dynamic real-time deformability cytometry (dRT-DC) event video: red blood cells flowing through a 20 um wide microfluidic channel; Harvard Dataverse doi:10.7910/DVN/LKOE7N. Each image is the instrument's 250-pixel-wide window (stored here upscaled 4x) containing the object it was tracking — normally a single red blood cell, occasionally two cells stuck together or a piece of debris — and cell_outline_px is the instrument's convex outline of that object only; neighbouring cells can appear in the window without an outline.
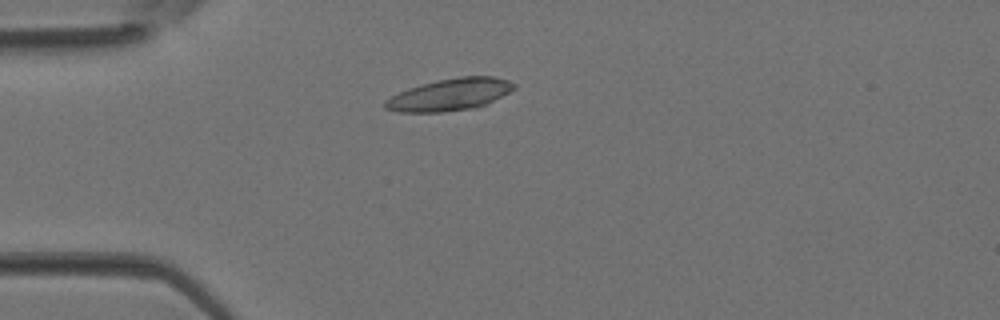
{"species": "Egyptian fruit bat (a non-hibernating species)", "species_latin": "Rousettus aegyptiacus", "temperature_condition": "room temperature", "stored_images_in_passage": 2, "camera_frame_rate_fps": 3000, "um_per_image_px": 0.085, "animal": {"sex": "female"}, "frame": {"image": 1, "passage_image": 2, "time_ms": 0.333, "image_size_px": [1000, 320], "cell_outline_px": [[516, 88], [476, 108], [444, 112], [400, 112], [384, 108], [384, 100], [408, 88], [420, 84], [460, 76], [492, 76], [508, 80], [516, 84]], "centroid_in_image_um": [38.22, 8.04], "position_along_channel_um": 46.8, "area_um2": 23.87}}